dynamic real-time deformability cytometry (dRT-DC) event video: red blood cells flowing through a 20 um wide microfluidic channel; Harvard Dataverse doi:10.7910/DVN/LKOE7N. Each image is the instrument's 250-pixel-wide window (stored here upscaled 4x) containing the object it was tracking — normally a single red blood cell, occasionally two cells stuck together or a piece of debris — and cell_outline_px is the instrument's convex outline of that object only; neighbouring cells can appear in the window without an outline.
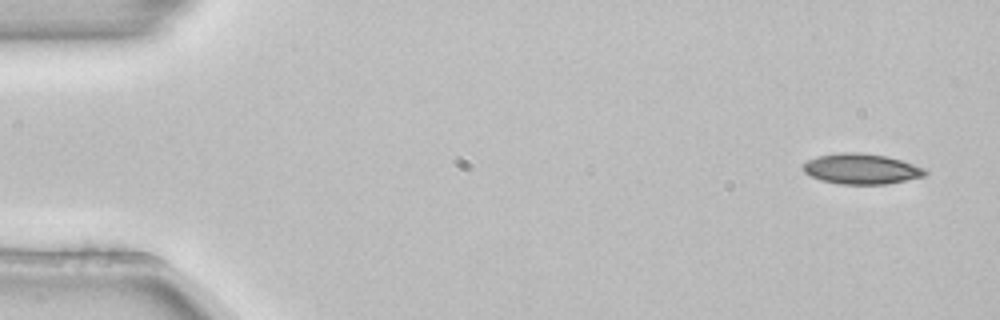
{"species": "common noctule bat (a hibernating species)", "species_latin": "Nyctalus noctula", "temperature_condition": "room temperature", "stored_images_in_passage": 5, "camera_frame_rate_fps": 3000, "um_per_image_px": 0.085, "animal": {"sex": "female", "body_mass_g": 22.7, "forearm_length_mm": 54.2}, "frame": {"image": 1, "passage_image": 1, "time_ms": 0.0, "image_size_px": [1000, 320], "cell_outline_px": [[928, 172], [924, 176], [908, 180], [888, 184], [840, 184], [820, 180], [804, 172], [804, 164], [808, 160], [816, 156], [840, 152], [860, 152], [884, 156], [900, 160], [924, 168]], "centroid_in_image_um": [73.21, 14.36], "position_along_channel_um": 11.8, "area_um2": 21.56}}